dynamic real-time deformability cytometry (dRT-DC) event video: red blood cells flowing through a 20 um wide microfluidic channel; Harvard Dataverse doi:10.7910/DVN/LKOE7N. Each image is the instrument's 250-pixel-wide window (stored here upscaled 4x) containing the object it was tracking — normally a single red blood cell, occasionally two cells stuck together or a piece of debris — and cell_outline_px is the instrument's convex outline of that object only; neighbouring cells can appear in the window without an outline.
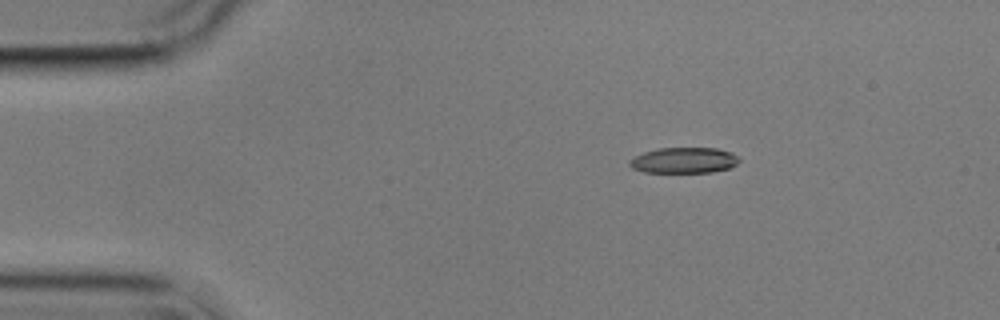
{"species": "common noctule bat (a hibernating species)", "species_latin": "Nyctalus noctula", "temperature_condition": "cold", "stored_images_in_passage": 4, "camera_frame_rate_fps": 3000, "um_per_image_px": 0.085, "animal": {"sex": "male", "body_mass_g": 17.9}, "frame": {"image": 1, "passage_image": 2, "time_ms": 1.333, "image_size_px": [1000, 320], "cell_outline_px": [[740, 160], [736, 164], [728, 168], [712, 172], [644, 172], [632, 168], [628, 164], [628, 160], [644, 152], [660, 148], [716, 148], [732, 152]], "centroid_in_image_um": [58.12, 13.62], "position_along_channel_um": 26.9, "area_um2": 16.36}}
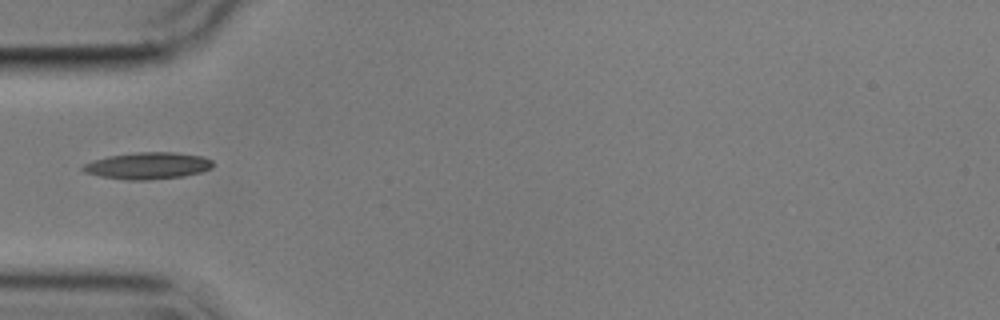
{"frame": {"image": 2, "passage_image": 4, "time_ms": 4.333, "image_size_px": [1000, 320], "cell_outline_px": [[212, 168], [200, 172], [184, 176], [148, 180], [128, 180], [100, 176], [84, 172], [80, 168], [84, 164], [92, 160], [108, 156], [136, 152], [172, 152], [200, 156], [212, 160]], "centroid_in_image_um": [12.52, 14.09], "position_along_channel_um": 72.5, "area_um2": 20.23}}